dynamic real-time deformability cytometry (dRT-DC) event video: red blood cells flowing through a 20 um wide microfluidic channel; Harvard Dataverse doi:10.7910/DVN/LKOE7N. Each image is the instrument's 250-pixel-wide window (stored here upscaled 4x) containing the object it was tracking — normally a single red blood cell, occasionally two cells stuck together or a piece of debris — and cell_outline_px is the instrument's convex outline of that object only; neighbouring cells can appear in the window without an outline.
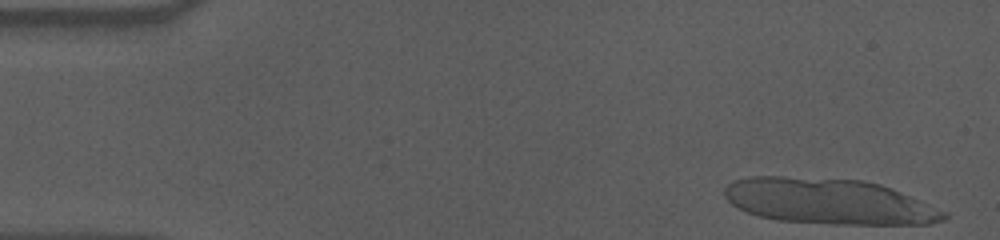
{"species": "human", "species_latin": "Homo sapiens", "temperature_condition": "cold", "stored_images_in_passage": 14, "camera_frame_rate_fps": 3000, "um_per_image_px": 0.085, "donor": {"sex": "male"}, "frame": {"image": 1, "passage_image": 1, "time_ms": 0.0, "image_size_px": [1000, 240], "cell_outline_px": [[948, 216], [944, 220], [928, 224], [832, 224], [780, 220], [756, 216], [736, 208], [724, 196], [724, 188], [732, 180], [748, 176], [784, 176], [860, 180], [880, 184], [892, 188], [948, 212]], "centroid_in_image_um": [70.42, 17.11], "position_along_channel_um": 14.6, "area_um2": 58.61}}